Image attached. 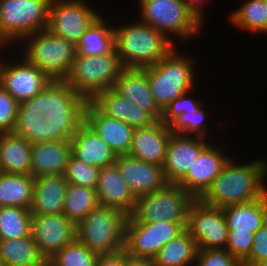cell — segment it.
I'll return each mask as SVG.
<instances>
[{
    "instance_id": "20",
    "label": "cell",
    "mask_w": 267,
    "mask_h": 266,
    "mask_svg": "<svg viewBox=\"0 0 267 266\" xmlns=\"http://www.w3.org/2000/svg\"><path fill=\"white\" fill-rule=\"evenodd\" d=\"M172 134L169 125L162 121H156L145 128H137L134 130L128 154L162 167Z\"/></svg>"
},
{
    "instance_id": "36",
    "label": "cell",
    "mask_w": 267,
    "mask_h": 266,
    "mask_svg": "<svg viewBox=\"0 0 267 266\" xmlns=\"http://www.w3.org/2000/svg\"><path fill=\"white\" fill-rule=\"evenodd\" d=\"M31 220L32 214L29 208L0 207V240L30 236Z\"/></svg>"
},
{
    "instance_id": "45",
    "label": "cell",
    "mask_w": 267,
    "mask_h": 266,
    "mask_svg": "<svg viewBox=\"0 0 267 266\" xmlns=\"http://www.w3.org/2000/svg\"><path fill=\"white\" fill-rule=\"evenodd\" d=\"M96 266H125V251L114 254L99 255Z\"/></svg>"
},
{
    "instance_id": "9",
    "label": "cell",
    "mask_w": 267,
    "mask_h": 266,
    "mask_svg": "<svg viewBox=\"0 0 267 266\" xmlns=\"http://www.w3.org/2000/svg\"><path fill=\"white\" fill-rule=\"evenodd\" d=\"M51 2L52 0H0L2 46L5 48V45L20 44L24 38L46 29Z\"/></svg>"
},
{
    "instance_id": "27",
    "label": "cell",
    "mask_w": 267,
    "mask_h": 266,
    "mask_svg": "<svg viewBox=\"0 0 267 266\" xmlns=\"http://www.w3.org/2000/svg\"><path fill=\"white\" fill-rule=\"evenodd\" d=\"M40 112L38 95L19 104L13 133L24 137L31 144L53 141L52 127Z\"/></svg>"
},
{
    "instance_id": "21",
    "label": "cell",
    "mask_w": 267,
    "mask_h": 266,
    "mask_svg": "<svg viewBox=\"0 0 267 266\" xmlns=\"http://www.w3.org/2000/svg\"><path fill=\"white\" fill-rule=\"evenodd\" d=\"M113 89L131 103L149 113L156 121H161L162 111L156 105L150 91L147 67L124 68Z\"/></svg>"
},
{
    "instance_id": "14",
    "label": "cell",
    "mask_w": 267,
    "mask_h": 266,
    "mask_svg": "<svg viewBox=\"0 0 267 266\" xmlns=\"http://www.w3.org/2000/svg\"><path fill=\"white\" fill-rule=\"evenodd\" d=\"M19 57L12 58L15 62H7L0 54V86L21 104L38 95L52 79L23 56Z\"/></svg>"
},
{
    "instance_id": "3",
    "label": "cell",
    "mask_w": 267,
    "mask_h": 266,
    "mask_svg": "<svg viewBox=\"0 0 267 266\" xmlns=\"http://www.w3.org/2000/svg\"><path fill=\"white\" fill-rule=\"evenodd\" d=\"M42 116L52 127L53 141L71 140L84 121L87 101L65 80H52L39 94Z\"/></svg>"
},
{
    "instance_id": "38",
    "label": "cell",
    "mask_w": 267,
    "mask_h": 266,
    "mask_svg": "<svg viewBox=\"0 0 267 266\" xmlns=\"http://www.w3.org/2000/svg\"><path fill=\"white\" fill-rule=\"evenodd\" d=\"M199 110H189L177 116L170 124L169 128L173 134H180L184 136H196L207 138L206 134L209 132L206 119V112L203 108ZM208 130V131H207Z\"/></svg>"
},
{
    "instance_id": "41",
    "label": "cell",
    "mask_w": 267,
    "mask_h": 266,
    "mask_svg": "<svg viewBox=\"0 0 267 266\" xmlns=\"http://www.w3.org/2000/svg\"><path fill=\"white\" fill-rule=\"evenodd\" d=\"M19 103L0 86V134L13 132Z\"/></svg>"
},
{
    "instance_id": "12",
    "label": "cell",
    "mask_w": 267,
    "mask_h": 266,
    "mask_svg": "<svg viewBox=\"0 0 267 266\" xmlns=\"http://www.w3.org/2000/svg\"><path fill=\"white\" fill-rule=\"evenodd\" d=\"M86 0H52L49 29L58 37L77 45L84 32L101 16Z\"/></svg>"
},
{
    "instance_id": "17",
    "label": "cell",
    "mask_w": 267,
    "mask_h": 266,
    "mask_svg": "<svg viewBox=\"0 0 267 266\" xmlns=\"http://www.w3.org/2000/svg\"><path fill=\"white\" fill-rule=\"evenodd\" d=\"M206 138L172 134L162 166L167 183H177L209 144Z\"/></svg>"
},
{
    "instance_id": "24",
    "label": "cell",
    "mask_w": 267,
    "mask_h": 266,
    "mask_svg": "<svg viewBox=\"0 0 267 266\" xmlns=\"http://www.w3.org/2000/svg\"><path fill=\"white\" fill-rule=\"evenodd\" d=\"M72 155L71 140L34 143L31 146V175L64 174Z\"/></svg>"
},
{
    "instance_id": "35",
    "label": "cell",
    "mask_w": 267,
    "mask_h": 266,
    "mask_svg": "<svg viewBox=\"0 0 267 266\" xmlns=\"http://www.w3.org/2000/svg\"><path fill=\"white\" fill-rule=\"evenodd\" d=\"M99 201L96 189L69 184L66 191L63 213L77 225Z\"/></svg>"
},
{
    "instance_id": "40",
    "label": "cell",
    "mask_w": 267,
    "mask_h": 266,
    "mask_svg": "<svg viewBox=\"0 0 267 266\" xmlns=\"http://www.w3.org/2000/svg\"><path fill=\"white\" fill-rule=\"evenodd\" d=\"M254 234L249 230H228L226 250L242 263L251 253Z\"/></svg>"
},
{
    "instance_id": "22",
    "label": "cell",
    "mask_w": 267,
    "mask_h": 266,
    "mask_svg": "<svg viewBox=\"0 0 267 266\" xmlns=\"http://www.w3.org/2000/svg\"><path fill=\"white\" fill-rule=\"evenodd\" d=\"M95 189L99 205L119 208L128 215L133 212L136 198L115 163L100 169Z\"/></svg>"
},
{
    "instance_id": "10",
    "label": "cell",
    "mask_w": 267,
    "mask_h": 266,
    "mask_svg": "<svg viewBox=\"0 0 267 266\" xmlns=\"http://www.w3.org/2000/svg\"><path fill=\"white\" fill-rule=\"evenodd\" d=\"M193 200L177 183H166L162 188L136 198L130 216L139 223H187L188 209Z\"/></svg>"
},
{
    "instance_id": "4",
    "label": "cell",
    "mask_w": 267,
    "mask_h": 266,
    "mask_svg": "<svg viewBox=\"0 0 267 266\" xmlns=\"http://www.w3.org/2000/svg\"><path fill=\"white\" fill-rule=\"evenodd\" d=\"M172 48L160 61L147 67V78L156 105L161 111L174 99L194 91L196 73L192 59Z\"/></svg>"
},
{
    "instance_id": "37",
    "label": "cell",
    "mask_w": 267,
    "mask_h": 266,
    "mask_svg": "<svg viewBox=\"0 0 267 266\" xmlns=\"http://www.w3.org/2000/svg\"><path fill=\"white\" fill-rule=\"evenodd\" d=\"M98 257L99 255L75 238L49 260L52 266H96Z\"/></svg>"
},
{
    "instance_id": "26",
    "label": "cell",
    "mask_w": 267,
    "mask_h": 266,
    "mask_svg": "<svg viewBox=\"0 0 267 266\" xmlns=\"http://www.w3.org/2000/svg\"><path fill=\"white\" fill-rule=\"evenodd\" d=\"M103 114L134 129L151 126L156 120L146 111L118 94L113 88L99 93L91 101Z\"/></svg>"
},
{
    "instance_id": "44",
    "label": "cell",
    "mask_w": 267,
    "mask_h": 266,
    "mask_svg": "<svg viewBox=\"0 0 267 266\" xmlns=\"http://www.w3.org/2000/svg\"><path fill=\"white\" fill-rule=\"evenodd\" d=\"M267 259V229L262 227L254 234L250 255L242 262V266H254Z\"/></svg>"
},
{
    "instance_id": "28",
    "label": "cell",
    "mask_w": 267,
    "mask_h": 266,
    "mask_svg": "<svg viewBox=\"0 0 267 266\" xmlns=\"http://www.w3.org/2000/svg\"><path fill=\"white\" fill-rule=\"evenodd\" d=\"M31 146L13 132L0 134V172L31 175Z\"/></svg>"
},
{
    "instance_id": "33",
    "label": "cell",
    "mask_w": 267,
    "mask_h": 266,
    "mask_svg": "<svg viewBox=\"0 0 267 266\" xmlns=\"http://www.w3.org/2000/svg\"><path fill=\"white\" fill-rule=\"evenodd\" d=\"M228 230L252 231L263 227L262 198L222 208Z\"/></svg>"
},
{
    "instance_id": "7",
    "label": "cell",
    "mask_w": 267,
    "mask_h": 266,
    "mask_svg": "<svg viewBox=\"0 0 267 266\" xmlns=\"http://www.w3.org/2000/svg\"><path fill=\"white\" fill-rule=\"evenodd\" d=\"M124 69L115 48L108 54L77 56L65 81L86 101L114 87Z\"/></svg>"
},
{
    "instance_id": "5",
    "label": "cell",
    "mask_w": 267,
    "mask_h": 266,
    "mask_svg": "<svg viewBox=\"0 0 267 266\" xmlns=\"http://www.w3.org/2000/svg\"><path fill=\"white\" fill-rule=\"evenodd\" d=\"M128 214L113 206L97 205L77 225L76 238L97 255L124 250Z\"/></svg>"
},
{
    "instance_id": "25",
    "label": "cell",
    "mask_w": 267,
    "mask_h": 266,
    "mask_svg": "<svg viewBox=\"0 0 267 266\" xmlns=\"http://www.w3.org/2000/svg\"><path fill=\"white\" fill-rule=\"evenodd\" d=\"M31 214L55 215L63 213L69 182L64 174L35 177Z\"/></svg>"
},
{
    "instance_id": "48",
    "label": "cell",
    "mask_w": 267,
    "mask_h": 266,
    "mask_svg": "<svg viewBox=\"0 0 267 266\" xmlns=\"http://www.w3.org/2000/svg\"><path fill=\"white\" fill-rule=\"evenodd\" d=\"M262 220L263 227L267 229V193L262 197Z\"/></svg>"
},
{
    "instance_id": "1",
    "label": "cell",
    "mask_w": 267,
    "mask_h": 266,
    "mask_svg": "<svg viewBox=\"0 0 267 266\" xmlns=\"http://www.w3.org/2000/svg\"><path fill=\"white\" fill-rule=\"evenodd\" d=\"M236 162L231 156L221 173L199 198L203 203L224 208L255 201L267 193V160L259 158L249 164Z\"/></svg>"
},
{
    "instance_id": "16",
    "label": "cell",
    "mask_w": 267,
    "mask_h": 266,
    "mask_svg": "<svg viewBox=\"0 0 267 266\" xmlns=\"http://www.w3.org/2000/svg\"><path fill=\"white\" fill-rule=\"evenodd\" d=\"M210 142L198 155L187 173L177 182L194 199H199L221 173L231 157Z\"/></svg>"
},
{
    "instance_id": "29",
    "label": "cell",
    "mask_w": 267,
    "mask_h": 266,
    "mask_svg": "<svg viewBox=\"0 0 267 266\" xmlns=\"http://www.w3.org/2000/svg\"><path fill=\"white\" fill-rule=\"evenodd\" d=\"M35 179L32 175L0 172V207H31Z\"/></svg>"
},
{
    "instance_id": "23",
    "label": "cell",
    "mask_w": 267,
    "mask_h": 266,
    "mask_svg": "<svg viewBox=\"0 0 267 266\" xmlns=\"http://www.w3.org/2000/svg\"><path fill=\"white\" fill-rule=\"evenodd\" d=\"M72 155L87 165L104 168L115 163L117 154L85 121L71 138Z\"/></svg>"
},
{
    "instance_id": "2",
    "label": "cell",
    "mask_w": 267,
    "mask_h": 266,
    "mask_svg": "<svg viewBox=\"0 0 267 266\" xmlns=\"http://www.w3.org/2000/svg\"><path fill=\"white\" fill-rule=\"evenodd\" d=\"M138 21L114 26L115 50L124 68L154 65L177 46L158 30Z\"/></svg>"
},
{
    "instance_id": "43",
    "label": "cell",
    "mask_w": 267,
    "mask_h": 266,
    "mask_svg": "<svg viewBox=\"0 0 267 266\" xmlns=\"http://www.w3.org/2000/svg\"><path fill=\"white\" fill-rule=\"evenodd\" d=\"M195 266H242L226 249H198Z\"/></svg>"
},
{
    "instance_id": "47",
    "label": "cell",
    "mask_w": 267,
    "mask_h": 266,
    "mask_svg": "<svg viewBox=\"0 0 267 266\" xmlns=\"http://www.w3.org/2000/svg\"><path fill=\"white\" fill-rule=\"evenodd\" d=\"M125 266H154L153 260L132 257L125 252Z\"/></svg>"
},
{
    "instance_id": "34",
    "label": "cell",
    "mask_w": 267,
    "mask_h": 266,
    "mask_svg": "<svg viewBox=\"0 0 267 266\" xmlns=\"http://www.w3.org/2000/svg\"><path fill=\"white\" fill-rule=\"evenodd\" d=\"M230 23L240 31L267 34V6L264 0H248L229 14Z\"/></svg>"
},
{
    "instance_id": "31",
    "label": "cell",
    "mask_w": 267,
    "mask_h": 266,
    "mask_svg": "<svg viewBox=\"0 0 267 266\" xmlns=\"http://www.w3.org/2000/svg\"><path fill=\"white\" fill-rule=\"evenodd\" d=\"M105 19L101 15L81 36L76 45L79 55H103L115 48L114 26Z\"/></svg>"
},
{
    "instance_id": "18",
    "label": "cell",
    "mask_w": 267,
    "mask_h": 266,
    "mask_svg": "<svg viewBox=\"0 0 267 266\" xmlns=\"http://www.w3.org/2000/svg\"><path fill=\"white\" fill-rule=\"evenodd\" d=\"M115 164L135 198L162 188L167 182L162 167L129 154L117 155Z\"/></svg>"
},
{
    "instance_id": "11",
    "label": "cell",
    "mask_w": 267,
    "mask_h": 266,
    "mask_svg": "<svg viewBox=\"0 0 267 266\" xmlns=\"http://www.w3.org/2000/svg\"><path fill=\"white\" fill-rule=\"evenodd\" d=\"M186 227L187 223L166 221L139 223L128 215L125 226L124 251L132 257L153 260L158 251L180 235Z\"/></svg>"
},
{
    "instance_id": "8",
    "label": "cell",
    "mask_w": 267,
    "mask_h": 266,
    "mask_svg": "<svg viewBox=\"0 0 267 266\" xmlns=\"http://www.w3.org/2000/svg\"><path fill=\"white\" fill-rule=\"evenodd\" d=\"M141 20L162 33L174 45L175 38L189 41L200 33L202 23L184 0H138ZM171 34V35H170ZM194 35V36H193ZM171 36V37H170Z\"/></svg>"
},
{
    "instance_id": "49",
    "label": "cell",
    "mask_w": 267,
    "mask_h": 266,
    "mask_svg": "<svg viewBox=\"0 0 267 266\" xmlns=\"http://www.w3.org/2000/svg\"><path fill=\"white\" fill-rule=\"evenodd\" d=\"M34 266H52L50 260L45 259L42 263L38 264V265H34Z\"/></svg>"
},
{
    "instance_id": "32",
    "label": "cell",
    "mask_w": 267,
    "mask_h": 266,
    "mask_svg": "<svg viewBox=\"0 0 267 266\" xmlns=\"http://www.w3.org/2000/svg\"><path fill=\"white\" fill-rule=\"evenodd\" d=\"M44 260L31 235L19 239L0 240V262L4 266H34Z\"/></svg>"
},
{
    "instance_id": "30",
    "label": "cell",
    "mask_w": 267,
    "mask_h": 266,
    "mask_svg": "<svg viewBox=\"0 0 267 266\" xmlns=\"http://www.w3.org/2000/svg\"><path fill=\"white\" fill-rule=\"evenodd\" d=\"M198 246L185 229L164 245L153 259L154 266H195Z\"/></svg>"
},
{
    "instance_id": "46",
    "label": "cell",
    "mask_w": 267,
    "mask_h": 266,
    "mask_svg": "<svg viewBox=\"0 0 267 266\" xmlns=\"http://www.w3.org/2000/svg\"><path fill=\"white\" fill-rule=\"evenodd\" d=\"M188 8L196 15V17L205 24V17L203 6L205 5L204 0H184ZM206 2V0H205Z\"/></svg>"
},
{
    "instance_id": "50",
    "label": "cell",
    "mask_w": 267,
    "mask_h": 266,
    "mask_svg": "<svg viewBox=\"0 0 267 266\" xmlns=\"http://www.w3.org/2000/svg\"><path fill=\"white\" fill-rule=\"evenodd\" d=\"M254 266H267V259L266 260H263V261H260L258 262L257 264H255Z\"/></svg>"
},
{
    "instance_id": "39",
    "label": "cell",
    "mask_w": 267,
    "mask_h": 266,
    "mask_svg": "<svg viewBox=\"0 0 267 266\" xmlns=\"http://www.w3.org/2000/svg\"><path fill=\"white\" fill-rule=\"evenodd\" d=\"M100 168L85 164L71 155L64 176L69 184L95 189L99 178Z\"/></svg>"
},
{
    "instance_id": "19",
    "label": "cell",
    "mask_w": 267,
    "mask_h": 266,
    "mask_svg": "<svg viewBox=\"0 0 267 266\" xmlns=\"http://www.w3.org/2000/svg\"><path fill=\"white\" fill-rule=\"evenodd\" d=\"M84 121L117 155L128 154L134 128L118 119L103 114L91 101L84 109Z\"/></svg>"
},
{
    "instance_id": "15",
    "label": "cell",
    "mask_w": 267,
    "mask_h": 266,
    "mask_svg": "<svg viewBox=\"0 0 267 266\" xmlns=\"http://www.w3.org/2000/svg\"><path fill=\"white\" fill-rule=\"evenodd\" d=\"M31 236L42 256L49 260L76 238V225L64 213L32 214Z\"/></svg>"
},
{
    "instance_id": "13",
    "label": "cell",
    "mask_w": 267,
    "mask_h": 266,
    "mask_svg": "<svg viewBox=\"0 0 267 266\" xmlns=\"http://www.w3.org/2000/svg\"><path fill=\"white\" fill-rule=\"evenodd\" d=\"M186 229L198 249H226L228 228L222 208L194 199L188 209Z\"/></svg>"
},
{
    "instance_id": "42",
    "label": "cell",
    "mask_w": 267,
    "mask_h": 266,
    "mask_svg": "<svg viewBox=\"0 0 267 266\" xmlns=\"http://www.w3.org/2000/svg\"><path fill=\"white\" fill-rule=\"evenodd\" d=\"M189 91L180 97L172 100L166 108L162 111L161 121L169 125L177 116L187 112L189 110H199L204 102L202 100H196L191 97Z\"/></svg>"
},
{
    "instance_id": "51",
    "label": "cell",
    "mask_w": 267,
    "mask_h": 266,
    "mask_svg": "<svg viewBox=\"0 0 267 266\" xmlns=\"http://www.w3.org/2000/svg\"><path fill=\"white\" fill-rule=\"evenodd\" d=\"M1 16H2V7H1V4H0V20H1Z\"/></svg>"
},
{
    "instance_id": "6",
    "label": "cell",
    "mask_w": 267,
    "mask_h": 266,
    "mask_svg": "<svg viewBox=\"0 0 267 266\" xmlns=\"http://www.w3.org/2000/svg\"><path fill=\"white\" fill-rule=\"evenodd\" d=\"M22 56L52 80H64L77 56L73 42L53 34L49 29L39 30L22 41Z\"/></svg>"
}]
</instances>
